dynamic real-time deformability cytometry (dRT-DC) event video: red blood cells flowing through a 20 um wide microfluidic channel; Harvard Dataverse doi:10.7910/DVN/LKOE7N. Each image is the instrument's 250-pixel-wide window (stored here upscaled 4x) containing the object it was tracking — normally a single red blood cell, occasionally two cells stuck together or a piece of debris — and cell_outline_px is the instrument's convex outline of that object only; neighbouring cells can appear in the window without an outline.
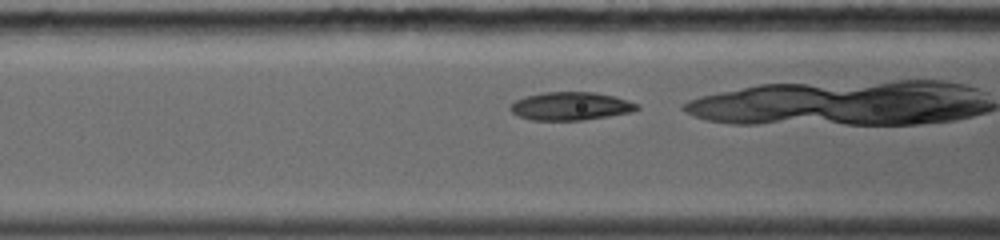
{"species": "common noctule bat (a hibernating species)", "species_latin": "Nyctalus noctula", "temperature_condition": "warm", "stored_images_in_passage": 31, "camera_frame_rate_fps": 5000, "um_per_image_px": 0.085, "animal": {"sex": "female", "body_mass_g": 19.0, "forearm_length_mm": 56.7}, "frame": {"image": 1, "passage_image": 4, "time_ms": 1.2, "image_size_px": [1000, 240], "cell_outline_px": [[640, 108], [632, 112], [584, 120], [532, 120], [520, 116], [512, 112], [508, 108], [516, 100], [524, 96], [544, 92], [596, 92], [616, 96], [640, 104]], "centroid_in_image_um": [48.55, 9.01], "position_along_channel_um": 118.1, "area_um2": 20.92}}
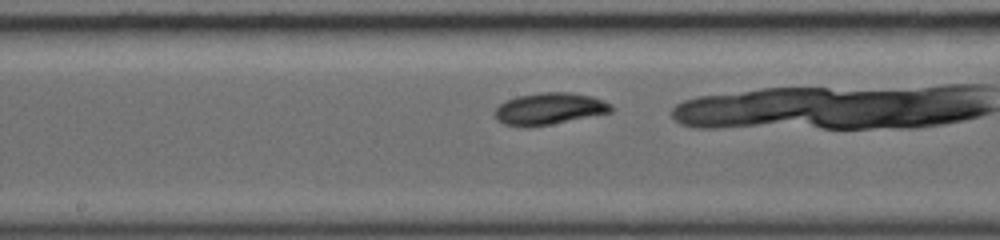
{"frame": {"image": 2, "passage_image": 10, "time_ms": 3.2, "image_size_px": [1000, 240], "cell_outline_px": [[616, 108], [612, 112], [552, 124], [524, 128], [504, 124], [496, 120], [496, 108], [500, 104], [516, 96], [540, 92], [568, 92], [592, 96], [612, 104]], "centroid_in_image_um": [46.72, 9.25], "position_along_channel_um": 201.5, "area_um2": 21.73}}
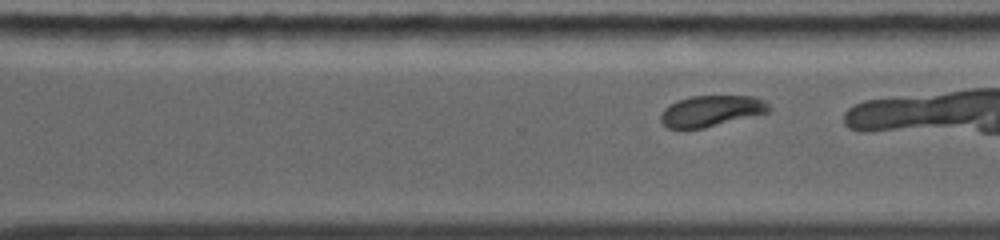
{"frame": {"image": 3, "passage_image": 19, "time_ms": 5.8, "image_size_px": [1000, 240], "cell_outline_px": [[772, 108], [768, 112], [704, 128], [668, 128], [660, 120], [660, 112], [668, 104], [692, 96], [752, 96], [764, 100]], "centroid_in_image_um": [60.44, 9.42], "position_along_channel_um": 310.2, "area_um2": 19.42}}